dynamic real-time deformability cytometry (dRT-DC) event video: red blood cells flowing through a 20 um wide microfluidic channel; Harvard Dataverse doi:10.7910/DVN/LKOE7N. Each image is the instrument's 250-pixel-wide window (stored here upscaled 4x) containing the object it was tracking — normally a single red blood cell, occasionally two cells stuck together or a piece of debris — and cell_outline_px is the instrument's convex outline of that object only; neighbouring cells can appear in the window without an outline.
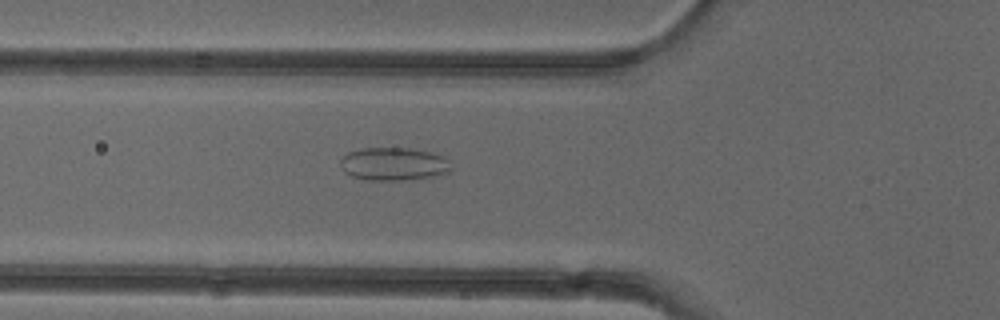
{"species": "common noctule bat (a hibernating species)", "species_latin": "Nyctalus noctula", "temperature_condition": "cold", "stored_images_in_passage": 38, "camera_frame_rate_fps": 3000, "um_per_image_px": 0.085, "animal": {"sex": "female"}, "frame": {"image": 1, "passage_image": 5, "time_ms": 1.333, "image_size_px": [1000, 320], "cell_outline_px": [[448, 172], [436, 176], [404, 180], [368, 180], [352, 176], [344, 172], [340, 164], [340, 160], [348, 152], [360, 148], [408, 148], [428, 152], [444, 156], [448, 160]], "centroid_in_image_um": [33.41, 13.94], "position_along_channel_um": 92.4, "area_um2": 21.15}}
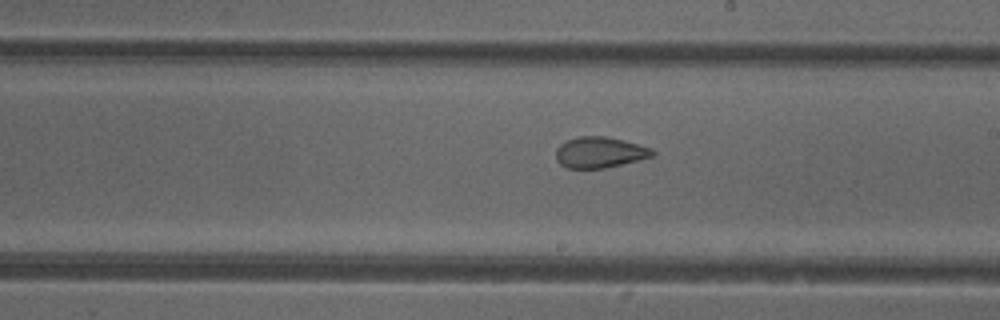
{"frame": {"image": 2, "passage_image": 16, "time_ms": 5.0, "image_size_px": [1000, 320], "cell_outline_px": [[656, 152], [652, 156], [604, 168], [568, 168], [560, 164], [556, 160], [556, 148], [560, 144], [568, 140], [580, 136], [604, 136], [624, 140], [652, 148]], "centroid_in_image_um": [50.96, 12.94], "position_along_channel_um": 238.0, "area_um2": 17.22}}
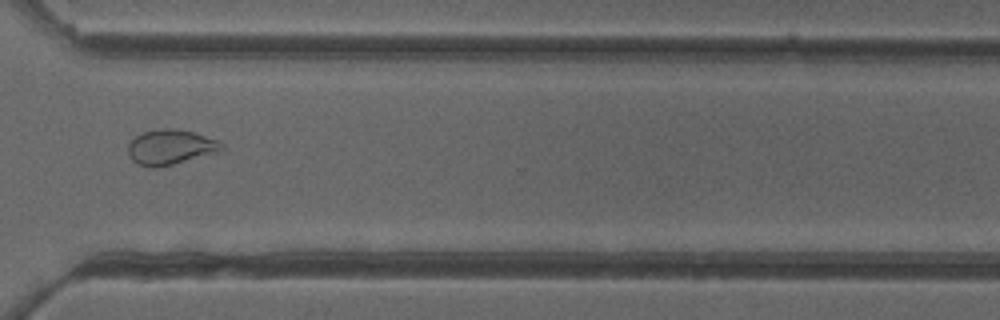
{"frame": {"image": 3, "passage_image": 25, "time_ms": 8.0, "image_size_px": [1000, 320], "cell_outline_px": [[224, 148], [220, 152], [156, 168], [148, 168], [136, 164], [128, 156], [128, 144], [136, 136], [144, 132], [164, 128], [176, 128], [192, 132], [220, 140], [224, 144]], "centroid_in_image_um": [14.5, 12.52], "position_along_channel_um": 356.1, "area_um2": 19.31}, "authors_computed_cell_mechanics": {"area_um2": 19.4208, "velocity_mm_per_s": 3.9507, "shape_relaxation_time_tau1_ms": null, "shape_relaxation_time_tau2_ms": 1.6097, "deformation_change_tau1": null, "deformation_change_tau2": 0.0812}}